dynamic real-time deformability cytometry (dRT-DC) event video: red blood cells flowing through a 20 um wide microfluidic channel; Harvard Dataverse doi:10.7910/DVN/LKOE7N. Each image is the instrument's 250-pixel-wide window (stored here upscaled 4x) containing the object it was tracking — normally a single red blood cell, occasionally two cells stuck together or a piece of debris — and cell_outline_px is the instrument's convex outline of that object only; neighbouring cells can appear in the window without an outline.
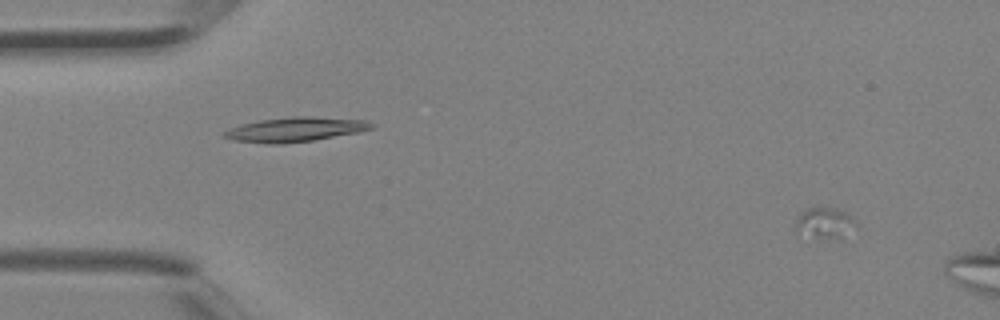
{"species": "Egyptian fruit bat (a non-hibernating species)", "species_latin": "Rousettus aegyptiacus", "temperature_condition": "room temperature", "stored_images_in_passage": 2, "segment_of_instrument_passage": [1, 2], "camera_frame_rate_fps": 3000, "um_per_image_px": 0.085, "animal": {"sex": "female"}, "frame": {"image": 1, "passage_image": 1, "time_ms": 0.0, "image_size_px": [1000, 320], "cell_outline_px": [[860, 228], [840, 236], [796, 236], [796, 220], [800, 212], [804, 208], [820, 204], [836, 208], [844, 212], [856, 220]], "centroid_in_image_um": [70.07, 18.87], "position_along_channel_um": 14.9, "area_um2": 11.27}}